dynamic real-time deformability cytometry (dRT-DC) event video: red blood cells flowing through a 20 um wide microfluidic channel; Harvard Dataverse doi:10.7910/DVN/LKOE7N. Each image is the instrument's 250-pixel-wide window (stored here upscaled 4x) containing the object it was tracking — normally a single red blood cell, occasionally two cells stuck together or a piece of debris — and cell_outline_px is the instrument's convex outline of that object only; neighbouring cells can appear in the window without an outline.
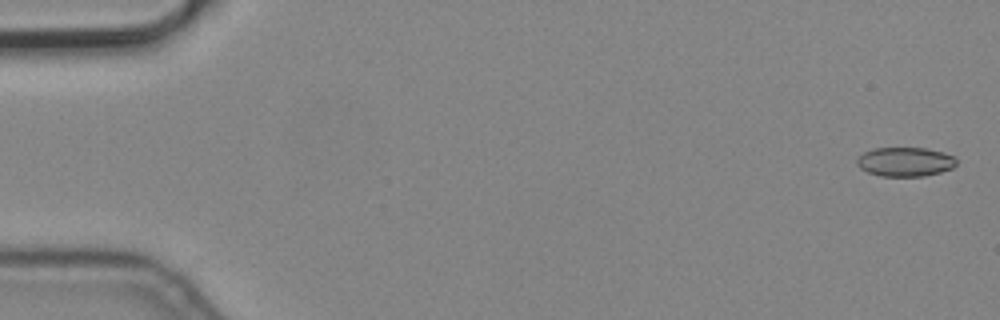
{"species": "common noctule bat (a hibernating species)", "species_latin": "Nyctalus noctula", "temperature_condition": "cold", "stored_images_in_passage": 8, "camera_frame_rate_fps": 3000, "um_per_image_px": 0.085, "animal": {"sex": "male", "body_mass_g": 19.2, "forearm_length_mm": 51.8}, "frame": {"image": 1, "passage_image": 1, "time_ms": 0.0, "image_size_px": [1000, 320], "cell_outline_px": [[956, 164], [952, 168], [940, 172], [924, 176], [880, 176], [868, 172], [860, 168], [856, 164], [856, 160], [864, 152], [876, 148], [928, 148], [944, 152], [952, 156], [956, 160]], "centroid_in_image_um": [76.93, 13.75], "position_along_channel_um": 8.1, "area_um2": 16.88}}
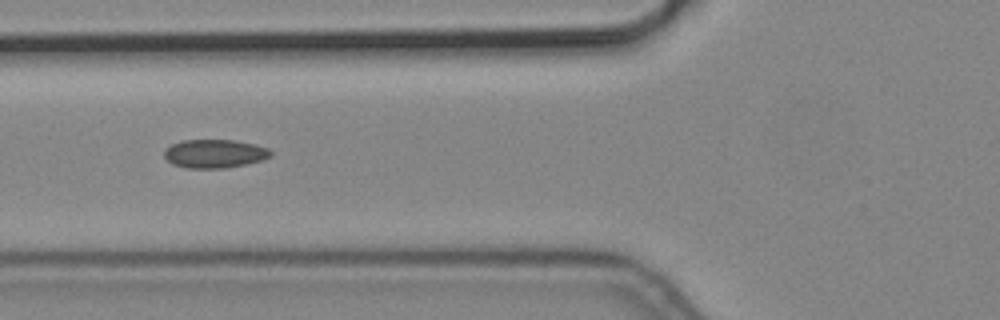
{"frame": {"image": 2, "passage_image": 7, "time_ms": 2.0, "image_size_px": [1000, 320], "cell_outline_px": [[272, 156], [264, 160], [224, 168], [188, 168], [172, 164], [164, 156], [164, 148], [180, 140], [236, 140], [256, 144], [268, 148], [272, 152]], "centroid_in_image_um": [18.25, 13.05], "position_along_channel_um": 107.6, "area_um2": 17.86}}
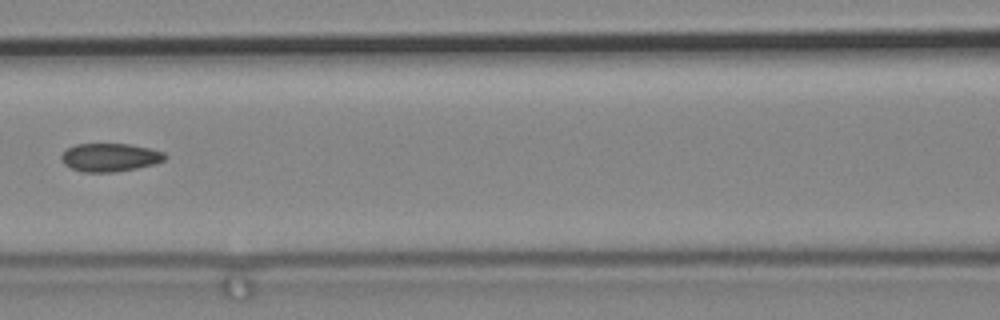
{"frame": {"image": 3, "passage_image": 8, "time_ms": 2.333, "image_size_px": [1000, 320], "cell_outline_px": [[168, 156], [164, 160], [152, 164], [136, 168], [116, 172], [84, 172], [72, 168], [64, 164], [60, 160], [60, 156], [64, 148], [76, 144], [128, 144], [152, 148], [164, 152]], "centroid_in_image_um": [9.31, 13.36], "position_along_channel_um": 157.3, "area_um2": 17.22}}